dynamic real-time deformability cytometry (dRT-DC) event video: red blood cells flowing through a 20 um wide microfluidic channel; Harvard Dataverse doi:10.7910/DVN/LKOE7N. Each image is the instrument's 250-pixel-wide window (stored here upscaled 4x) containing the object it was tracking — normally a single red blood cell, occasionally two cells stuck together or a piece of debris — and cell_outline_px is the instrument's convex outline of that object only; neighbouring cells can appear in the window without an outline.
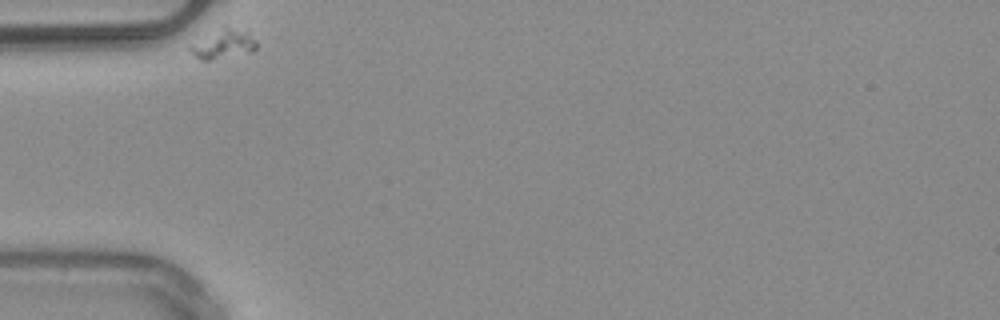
{"species": "common noctule bat (a hibernating species)", "species_latin": "Nyctalus noctula", "temperature_condition": "warm", "stored_images_in_passage": 28, "camera_frame_rate_fps": 3000, "um_per_image_px": 0.085, "animal": {"sex": "male", "body_mass_g": 20.4}, "frame": {"image": 1, "passage_image": 1, "time_ms": 0.0, "image_size_px": [1000, 320], "cell_outline_px": [[256, 48], [252, 52], [212, 60], [200, 60], [188, 48], [224, 24], [248, 32], [256, 40]], "centroid_in_image_um": [19.04, 3.73], "position_along_channel_um": 66.0, "area_um2": 11.21}}
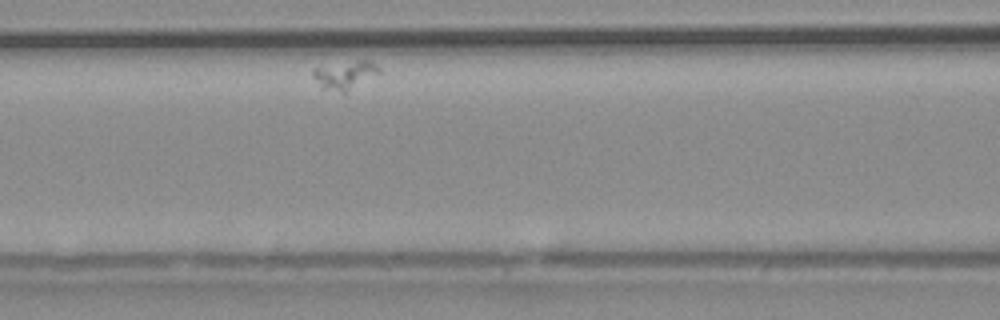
{"frame": {"image": 2, "passage_image": 9, "time_ms": 2.667, "image_size_px": [1000, 320], "cell_outline_px": [[380, 72], [344, 92], [320, 88], [312, 76], [312, 72], [316, 68], [356, 60], [368, 60], [376, 64], [380, 68]], "centroid_in_image_um": [29.3, 6.36], "position_along_channel_um": 137.3, "area_um2": 10.46}}